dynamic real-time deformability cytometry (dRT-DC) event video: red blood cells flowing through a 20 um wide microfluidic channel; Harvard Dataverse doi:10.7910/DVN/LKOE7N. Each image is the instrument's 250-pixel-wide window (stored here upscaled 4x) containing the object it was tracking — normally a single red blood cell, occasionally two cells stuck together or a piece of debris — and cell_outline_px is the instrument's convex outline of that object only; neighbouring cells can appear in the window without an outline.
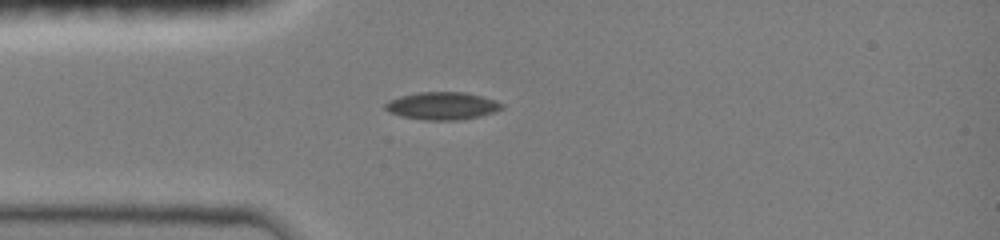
{"species": "common noctule bat (a hibernating species)", "species_latin": "Nyctalus noctula", "temperature_condition": "room temperature", "stored_images_in_passage": 36, "camera_frame_rate_fps": 3000, "um_per_image_px": 0.085, "animal": {"sex": "female", "body_mass_g": 19.0, "forearm_length_mm": 51.5}, "frame": {"image": 1, "passage_image": 1, "time_ms": 0.0, "image_size_px": [1000, 240], "cell_outline_px": [[504, 108], [496, 112], [480, 116], [460, 120], [424, 120], [400, 116], [388, 112], [384, 108], [384, 104], [388, 100], [400, 96], [420, 92], [464, 92], [496, 100], [504, 104]], "centroid_in_image_um": [37.59, 9.0], "position_along_channel_um": 47.4, "area_um2": 18.96}}
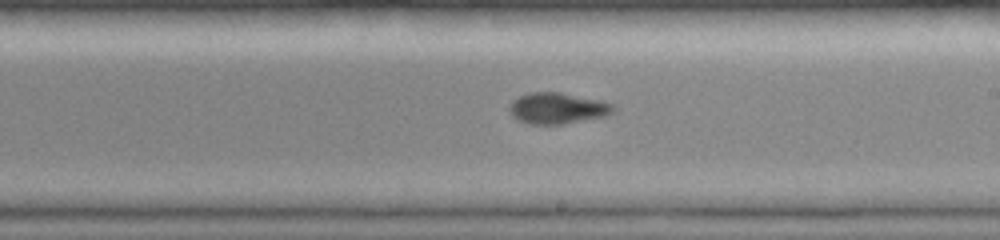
{"frame": {"image": 2, "passage_image": 16, "time_ms": 5.0, "image_size_px": [1000, 240], "cell_outline_px": [[616, 112], [604, 116], [564, 124], [532, 124], [520, 120], [512, 116], [508, 112], [508, 108], [512, 100], [520, 96], [532, 92], [560, 92], [600, 100], [616, 104]], "centroid_in_image_um": [47.42, 9.2], "position_along_channel_um": 241.6, "area_um2": 18.96}}
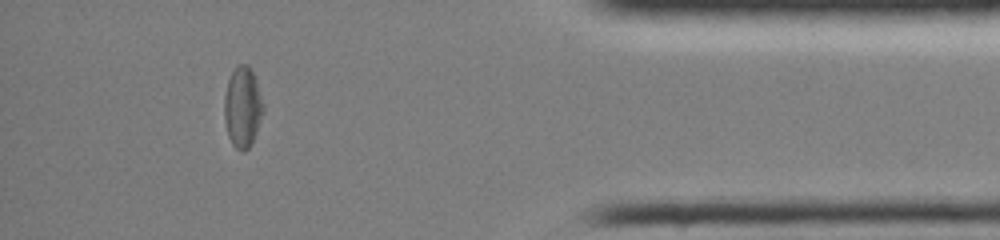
{"frame": {"image": 3, "passage_image": 31, "time_ms": 10.0, "image_size_px": [1000, 240], "cell_outline_px": [[264, 112], [252, 144], [244, 152], [240, 152], [232, 144], [228, 136], [224, 120], [224, 96], [228, 80], [232, 72], [240, 64], [248, 64], [252, 68], [264, 104]], "centroid_in_image_um": [20.63, 9.13], "position_along_channel_um": 414.6, "area_um2": 18.61}, "authors_computed_cell_mechanics": {"area_um2": 18.6694, "velocity_mm_per_s": 4.0523, "shape_relaxation_time_tau1_ms": 7.433, "shape_relaxation_time_tau2_ms": 6.1421, "deformation_change_tau1": 0.1734, "deformation_change_tau2": 0.1129}}